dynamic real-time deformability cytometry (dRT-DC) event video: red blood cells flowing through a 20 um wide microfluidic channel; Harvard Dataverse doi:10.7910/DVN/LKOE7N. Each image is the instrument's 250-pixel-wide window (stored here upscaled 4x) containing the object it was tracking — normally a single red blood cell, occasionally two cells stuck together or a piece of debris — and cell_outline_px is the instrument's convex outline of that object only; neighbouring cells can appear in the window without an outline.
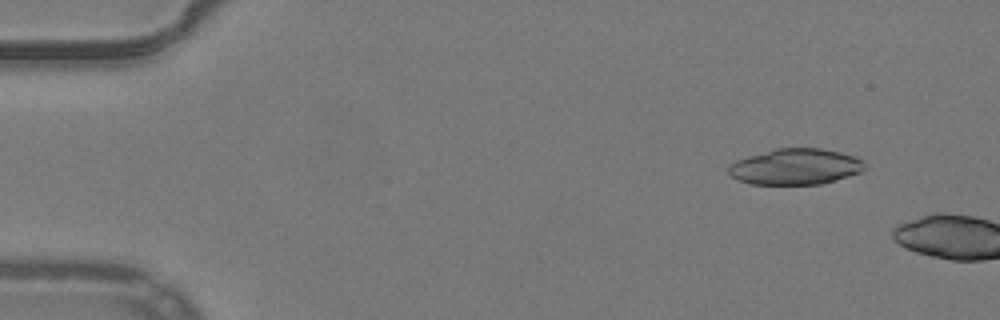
{"species": "common noctule bat (a hibernating species)", "species_latin": "Nyctalus noctula", "temperature_condition": "warm", "stored_images_in_passage": 8, "camera_frame_rate_fps": 3000, "um_per_image_px": 0.085, "animal": {"sex": "male", "body_mass_g": 19.2, "forearm_length_mm": 51.8}, "frame": {"image": 1, "passage_image": 5, "time_ms": 1.333, "image_size_px": [1000, 320], "cell_outline_px": [[864, 168], [860, 172], [848, 176], [820, 184], [752, 184], [736, 180], [728, 172], [728, 164], [736, 160], [748, 156], [776, 148], [820, 148], [840, 152], [856, 156], [864, 160]], "centroid_in_image_um": [67.59, 14.16], "position_along_channel_um": 17.4, "area_um2": 28.55}}